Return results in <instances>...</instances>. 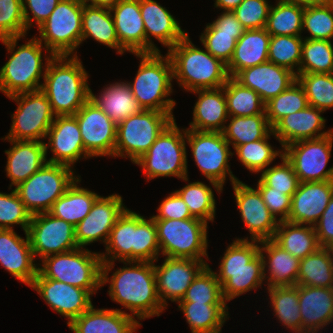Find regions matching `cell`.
<instances>
[{
  "label": "cell",
  "instance_id": "60",
  "mask_svg": "<svg viewBox=\"0 0 333 333\" xmlns=\"http://www.w3.org/2000/svg\"><path fill=\"white\" fill-rule=\"evenodd\" d=\"M257 189L270 213L276 219V216H280L278 218L279 222L287 221L291 209V197L284 194L283 191L266 186L260 179L258 180Z\"/></svg>",
  "mask_w": 333,
  "mask_h": 333
},
{
  "label": "cell",
  "instance_id": "10",
  "mask_svg": "<svg viewBox=\"0 0 333 333\" xmlns=\"http://www.w3.org/2000/svg\"><path fill=\"white\" fill-rule=\"evenodd\" d=\"M173 120L172 112L145 109L124 119L117 125L114 157H128L135 163Z\"/></svg>",
  "mask_w": 333,
  "mask_h": 333
},
{
  "label": "cell",
  "instance_id": "26",
  "mask_svg": "<svg viewBox=\"0 0 333 333\" xmlns=\"http://www.w3.org/2000/svg\"><path fill=\"white\" fill-rule=\"evenodd\" d=\"M233 78L242 86L255 91L265 103L297 81L295 73L270 61L245 68Z\"/></svg>",
  "mask_w": 333,
  "mask_h": 333
},
{
  "label": "cell",
  "instance_id": "3",
  "mask_svg": "<svg viewBox=\"0 0 333 333\" xmlns=\"http://www.w3.org/2000/svg\"><path fill=\"white\" fill-rule=\"evenodd\" d=\"M259 244V241L236 239L221 257L219 272L215 275L226 302L262 286L265 278Z\"/></svg>",
  "mask_w": 333,
  "mask_h": 333
},
{
  "label": "cell",
  "instance_id": "7",
  "mask_svg": "<svg viewBox=\"0 0 333 333\" xmlns=\"http://www.w3.org/2000/svg\"><path fill=\"white\" fill-rule=\"evenodd\" d=\"M38 272L47 279L88 290L92 295L101 286L102 259L99 253L78 247L44 257Z\"/></svg>",
  "mask_w": 333,
  "mask_h": 333
},
{
  "label": "cell",
  "instance_id": "54",
  "mask_svg": "<svg viewBox=\"0 0 333 333\" xmlns=\"http://www.w3.org/2000/svg\"><path fill=\"white\" fill-rule=\"evenodd\" d=\"M302 29L310 34L304 39L331 41L333 39V1L322 6L304 8Z\"/></svg>",
  "mask_w": 333,
  "mask_h": 333
},
{
  "label": "cell",
  "instance_id": "25",
  "mask_svg": "<svg viewBox=\"0 0 333 333\" xmlns=\"http://www.w3.org/2000/svg\"><path fill=\"white\" fill-rule=\"evenodd\" d=\"M140 10L146 32V53L160 52L152 42L151 35L167 47L168 51L187 35L181 29L179 21L157 1L140 0Z\"/></svg>",
  "mask_w": 333,
  "mask_h": 333
},
{
  "label": "cell",
  "instance_id": "36",
  "mask_svg": "<svg viewBox=\"0 0 333 333\" xmlns=\"http://www.w3.org/2000/svg\"><path fill=\"white\" fill-rule=\"evenodd\" d=\"M136 212L128 208L118 217L106 242L102 262L135 261ZM109 255V257H108Z\"/></svg>",
  "mask_w": 333,
  "mask_h": 333
},
{
  "label": "cell",
  "instance_id": "9",
  "mask_svg": "<svg viewBox=\"0 0 333 333\" xmlns=\"http://www.w3.org/2000/svg\"><path fill=\"white\" fill-rule=\"evenodd\" d=\"M162 256L202 260L208 259V223L199 218L154 219Z\"/></svg>",
  "mask_w": 333,
  "mask_h": 333
},
{
  "label": "cell",
  "instance_id": "30",
  "mask_svg": "<svg viewBox=\"0 0 333 333\" xmlns=\"http://www.w3.org/2000/svg\"><path fill=\"white\" fill-rule=\"evenodd\" d=\"M302 333H317L333 321V288L298 285Z\"/></svg>",
  "mask_w": 333,
  "mask_h": 333
},
{
  "label": "cell",
  "instance_id": "35",
  "mask_svg": "<svg viewBox=\"0 0 333 333\" xmlns=\"http://www.w3.org/2000/svg\"><path fill=\"white\" fill-rule=\"evenodd\" d=\"M100 93L99 96H95L90 90V100L109 116L116 125L143 110L126 81L107 85Z\"/></svg>",
  "mask_w": 333,
  "mask_h": 333
},
{
  "label": "cell",
  "instance_id": "57",
  "mask_svg": "<svg viewBox=\"0 0 333 333\" xmlns=\"http://www.w3.org/2000/svg\"><path fill=\"white\" fill-rule=\"evenodd\" d=\"M281 159L283 161L281 164L262 171L260 180L266 186L272 187L274 190L283 191L284 194L292 197L298 189L300 181L287 159L284 156Z\"/></svg>",
  "mask_w": 333,
  "mask_h": 333
},
{
  "label": "cell",
  "instance_id": "61",
  "mask_svg": "<svg viewBox=\"0 0 333 333\" xmlns=\"http://www.w3.org/2000/svg\"><path fill=\"white\" fill-rule=\"evenodd\" d=\"M59 1L60 0H22L26 30L28 31V29L33 27V22H36L39 28L48 19ZM28 9L33 14L32 17Z\"/></svg>",
  "mask_w": 333,
  "mask_h": 333
},
{
  "label": "cell",
  "instance_id": "49",
  "mask_svg": "<svg viewBox=\"0 0 333 333\" xmlns=\"http://www.w3.org/2000/svg\"><path fill=\"white\" fill-rule=\"evenodd\" d=\"M303 39L302 36H271L268 49V61L298 75L302 58ZM294 68H296L297 71H295Z\"/></svg>",
  "mask_w": 333,
  "mask_h": 333
},
{
  "label": "cell",
  "instance_id": "20",
  "mask_svg": "<svg viewBox=\"0 0 333 333\" xmlns=\"http://www.w3.org/2000/svg\"><path fill=\"white\" fill-rule=\"evenodd\" d=\"M207 265L202 260L168 257H165L162 265L154 264L157 294L162 305L166 308L167 299L172 302L180 301L193 280Z\"/></svg>",
  "mask_w": 333,
  "mask_h": 333
},
{
  "label": "cell",
  "instance_id": "16",
  "mask_svg": "<svg viewBox=\"0 0 333 333\" xmlns=\"http://www.w3.org/2000/svg\"><path fill=\"white\" fill-rule=\"evenodd\" d=\"M27 234L34 258L40 260L78 248L75 227L48 212L32 215Z\"/></svg>",
  "mask_w": 333,
  "mask_h": 333
},
{
  "label": "cell",
  "instance_id": "31",
  "mask_svg": "<svg viewBox=\"0 0 333 333\" xmlns=\"http://www.w3.org/2000/svg\"><path fill=\"white\" fill-rule=\"evenodd\" d=\"M68 327L74 333H134L141 323L120 309H95L92 305Z\"/></svg>",
  "mask_w": 333,
  "mask_h": 333
},
{
  "label": "cell",
  "instance_id": "11",
  "mask_svg": "<svg viewBox=\"0 0 333 333\" xmlns=\"http://www.w3.org/2000/svg\"><path fill=\"white\" fill-rule=\"evenodd\" d=\"M81 0H60L48 19L38 28V40L54 56L77 55L74 51L82 40ZM75 53V54H74Z\"/></svg>",
  "mask_w": 333,
  "mask_h": 333
},
{
  "label": "cell",
  "instance_id": "62",
  "mask_svg": "<svg viewBox=\"0 0 333 333\" xmlns=\"http://www.w3.org/2000/svg\"><path fill=\"white\" fill-rule=\"evenodd\" d=\"M157 211L159 214L153 215V219L183 220L194 218L189 212L188 206L176 191L172 192L161 202Z\"/></svg>",
  "mask_w": 333,
  "mask_h": 333
},
{
  "label": "cell",
  "instance_id": "58",
  "mask_svg": "<svg viewBox=\"0 0 333 333\" xmlns=\"http://www.w3.org/2000/svg\"><path fill=\"white\" fill-rule=\"evenodd\" d=\"M26 34L22 0H0V40Z\"/></svg>",
  "mask_w": 333,
  "mask_h": 333
},
{
  "label": "cell",
  "instance_id": "29",
  "mask_svg": "<svg viewBox=\"0 0 333 333\" xmlns=\"http://www.w3.org/2000/svg\"><path fill=\"white\" fill-rule=\"evenodd\" d=\"M110 11L120 45L132 54L146 53V32L140 0H120Z\"/></svg>",
  "mask_w": 333,
  "mask_h": 333
},
{
  "label": "cell",
  "instance_id": "19",
  "mask_svg": "<svg viewBox=\"0 0 333 333\" xmlns=\"http://www.w3.org/2000/svg\"><path fill=\"white\" fill-rule=\"evenodd\" d=\"M29 287L37 291L52 310L67 318V325L93 305L88 290L44 278L39 272Z\"/></svg>",
  "mask_w": 333,
  "mask_h": 333
},
{
  "label": "cell",
  "instance_id": "34",
  "mask_svg": "<svg viewBox=\"0 0 333 333\" xmlns=\"http://www.w3.org/2000/svg\"><path fill=\"white\" fill-rule=\"evenodd\" d=\"M271 35L262 29L245 30L237 40L230 62L226 65L229 77L239 71L268 61Z\"/></svg>",
  "mask_w": 333,
  "mask_h": 333
},
{
  "label": "cell",
  "instance_id": "51",
  "mask_svg": "<svg viewBox=\"0 0 333 333\" xmlns=\"http://www.w3.org/2000/svg\"><path fill=\"white\" fill-rule=\"evenodd\" d=\"M273 131L264 139L237 146L234 150L238 159L252 173H261L270 166L277 156H283V150H274L268 139Z\"/></svg>",
  "mask_w": 333,
  "mask_h": 333
},
{
  "label": "cell",
  "instance_id": "13",
  "mask_svg": "<svg viewBox=\"0 0 333 333\" xmlns=\"http://www.w3.org/2000/svg\"><path fill=\"white\" fill-rule=\"evenodd\" d=\"M186 142L189 144L197 167L220 194L230 176L231 184L238 181L229 166V158L233 153L230 144L222 132L197 131L186 129ZM228 174V175H227Z\"/></svg>",
  "mask_w": 333,
  "mask_h": 333
},
{
  "label": "cell",
  "instance_id": "17",
  "mask_svg": "<svg viewBox=\"0 0 333 333\" xmlns=\"http://www.w3.org/2000/svg\"><path fill=\"white\" fill-rule=\"evenodd\" d=\"M86 153L114 157L117 125L90 99L75 113Z\"/></svg>",
  "mask_w": 333,
  "mask_h": 333
},
{
  "label": "cell",
  "instance_id": "47",
  "mask_svg": "<svg viewBox=\"0 0 333 333\" xmlns=\"http://www.w3.org/2000/svg\"><path fill=\"white\" fill-rule=\"evenodd\" d=\"M297 81L305 91L309 106L323 112L333 108V73H299Z\"/></svg>",
  "mask_w": 333,
  "mask_h": 333
},
{
  "label": "cell",
  "instance_id": "46",
  "mask_svg": "<svg viewBox=\"0 0 333 333\" xmlns=\"http://www.w3.org/2000/svg\"><path fill=\"white\" fill-rule=\"evenodd\" d=\"M307 106L305 91L296 81L288 89L265 103V113L273 128L283 117L304 110Z\"/></svg>",
  "mask_w": 333,
  "mask_h": 333
},
{
  "label": "cell",
  "instance_id": "43",
  "mask_svg": "<svg viewBox=\"0 0 333 333\" xmlns=\"http://www.w3.org/2000/svg\"><path fill=\"white\" fill-rule=\"evenodd\" d=\"M304 8L286 0L270 6L265 29L271 36H301Z\"/></svg>",
  "mask_w": 333,
  "mask_h": 333
},
{
  "label": "cell",
  "instance_id": "14",
  "mask_svg": "<svg viewBox=\"0 0 333 333\" xmlns=\"http://www.w3.org/2000/svg\"><path fill=\"white\" fill-rule=\"evenodd\" d=\"M16 102L12 124L2 139L42 141L56 117L49 100L41 91L18 93L8 97Z\"/></svg>",
  "mask_w": 333,
  "mask_h": 333
},
{
  "label": "cell",
  "instance_id": "28",
  "mask_svg": "<svg viewBox=\"0 0 333 333\" xmlns=\"http://www.w3.org/2000/svg\"><path fill=\"white\" fill-rule=\"evenodd\" d=\"M12 147L5 150L7 164L6 176L11 179L10 188L27 180L47 163L45 142L10 140Z\"/></svg>",
  "mask_w": 333,
  "mask_h": 333
},
{
  "label": "cell",
  "instance_id": "55",
  "mask_svg": "<svg viewBox=\"0 0 333 333\" xmlns=\"http://www.w3.org/2000/svg\"><path fill=\"white\" fill-rule=\"evenodd\" d=\"M31 217L15 189L10 194L0 192V229H13L18 224L27 232Z\"/></svg>",
  "mask_w": 333,
  "mask_h": 333
},
{
  "label": "cell",
  "instance_id": "12",
  "mask_svg": "<svg viewBox=\"0 0 333 333\" xmlns=\"http://www.w3.org/2000/svg\"><path fill=\"white\" fill-rule=\"evenodd\" d=\"M79 176L71 167L46 163L14 189L31 215L48 212Z\"/></svg>",
  "mask_w": 333,
  "mask_h": 333
},
{
  "label": "cell",
  "instance_id": "33",
  "mask_svg": "<svg viewBox=\"0 0 333 333\" xmlns=\"http://www.w3.org/2000/svg\"><path fill=\"white\" fill-rule=\"evenodd\" d=\"M260 245L259 253L263 259L264 278L265 280L268 278L267 288L297 285L300 259L284 250L273 239L261 241ZM267 271L269 276L266 275Z\"/></svg>",
  "mask_w": 333,
  "mask_h": 333
},
{
  "label": "cell",
  "instance_id": "37",
  "mask_svg": "<svg viewBox=\"0 0 333 333\" xmlns=\"http://www.w3.org/2000/svg\"><path fill=\"white\" fill-rule=\"evenodd\" d=\"M82 40L93 38L95 41L117 50L122 55L126 50L120 45L110 9L83 3Z\"/></svg>",
  "mask_w": 333,
  "mask_h": 333
},
{
  "label": "cell",
  "instance_id": "64",
  "mask_svg": "<svg viewBox=\"0 0 333 333\" xmlns=\"http://www.w3.org/2000/svg\"><path fill=\"white\" fill-rule=\"evenodd\" d=\"M212 24L219 30V33L243 34L245 32V28L233 11H224Z\"/></svg>",
  "mask_w": 333,
  "mask_h": 333
},
{
  "label": "cell",
  "instance_id": "23",
  "mask_svg": "<svg viewBox=\"0 0 333 333\" xmlns=\"http://www.w3.org/2000/svg\"><path fill=\"white\" fill-rule=\"evenodd\" d=\"M26 239L21 238L14 229H0V264L13 277L30 286L38 273V265Z\"/></svg>",
  "mask_w": 333,
  "mask_h": 333
},
{
  "label": "cell",
  "instance_id": "18",
  "mask_svg": "<svg viewBox=\"0 0 333 333\" xmlns=\"http://www.w3.org/2000/svg\"><path fill=\"white\" fill-rule=\"evenodd\" d=\"M232 186L241 220L251 234V239L247 237L238 238V240L261 242L273 239L279 221L270 213L259 190L242 183L240 180L234 182Z\"/></svg>",
  "mask_w": 333,
  "mask_h": 333
},
{
  "label": "cell",
  "instance_id": "53",
  "mask_svg": "<svg viewBox=\"0 0 333 333\" xmlns=\"http://www.w3.org/2000/svg\"><path fill=\"white\" fill-rule=\"evenodd\" d=\"M160 255L154 219L136 213L135 261L155 262Z\"/></svg>",
  "mask_w": 333,
  "mask_h": 333
},
{
  "label": "cell",
  "instance_id": "59",
  "mask_svg": "<svg viewBox=\"0 0 333 333\" xmlns=\"http://www.w3.org/2000/svg\"><path fill=\"white\" fill-rule=\"evenodd\" d=\"M270 6L267 0H244L233 13L245 30L262 29L266 26Z\"/></svg>",
  "mask_w": 333,
  "mask_h": 333
},
{
  "label": "cell",
  "instance_id": "2",
  "mask_svg": "<svg viewBox=\"0 0 333 333\" xmlns=\"http://www.w3.org/2000/svg\"><path fill=\"white\" fill-rule=\"evenodd\" d=\"M45 71L41 91L55 116L75 115L90 99L91 90L87 81L89 75L78 56H53Z\"/></svg>",
  "mask_w": 333,
  "mask_h": 333
},
{
  "label": "cell",
  "instance_id": "44",
  "mask_svg": "<svg viewBox=\"0 0 333 333\" xmlns=\"http://www.w3.org/2000/svg\"><path fill=\"white\" fill-rule=\"evenodd\" d=\"M273 312L279 322L294 333H302V319L298 299V285L267 288Z\"/></svg>",
  "mask_w": 333,
  "mask_h": 333
},
{
  "label": "cell",
  "instance_id": "65",
  "mask_svg": "<svg viewBox=\"0 0 333 333\" xmlns=\"http://www.w3.org/2000/svg\"><path fill=\"white\" fill-rule=\"evenodd\" d=\"M244 0H215L214 7L224 9L223 11H233Z\"/></svg>",
  "mask_w": 333,
  "mask_h": 333
},
{
  "label": "cell",
  "instance_id": "15",
  "mask_svg": "<svg viewBox=\"0 0 333 333\" xmlns=\"http://www.w3.org/2000/svg\"><path fill=\"white\" fill-rule=\"evenodd\" d=\"M333 131L323 137L307 139L282 148L300 182L333 180V166L326 169L331 156ZM326 169V170H325Z\"/></svg>",
  "mask_w": 333,
  "mask_h": 333
},
{
  "label": "cell",
  "instance_id": "32",
  "mask_svg": "<svg viewBox=\"0 0 333 333\" xmlns=\"http://www.w3.org/2000/svg\"><path fill=\"white\" fill-rule=\"evenodd\" d=\"M192 92L198 94V100L193 109V121L186 129L223 132L229 118L224 87Z\"/></svg>",
  "mask_w": 333,
  "mask_h": 333
},
{
  "label": "cell",
  "instance_id": "41",
  "mask_svg": "<svg viewBox=\"0 0 333 333\" xmlns=\"http://www.w3.org/2000/svg\"><path fill=\"white\" fill-rule=\"evenodd\" d=\"M297 285L333 288V248L320 247L300 259Z\"/></svg>",
  "mask_w": 333,
  "mask_h": 333
},
{
  "label": "cell",
  "instance_id": "1",
  "mask_svg": "<svg viewBox=\"0 0 333 333\" xmlns=\"http://www.w3.org/2000/svg\"><path fill=\"white\" fill-rule=\"evenodd\" d=\"M125 267L116 269L109 279L114 262H102L101 286L109 283L112 301L130 310L139 320L159 316L166 308L157 294L156 275L153 262L122 261ZM128 264L130 265L129 267ZM134 264V265H133Z\"/></svg>",
  "mask_w": 333,
  "mask_h": 333
},
{
  "label": "cell",
  "instance_id": "45",
  "mask_svg": "<svg viewBox=\"0 0 333 333\" xmlns=\"http://www.w3.org/2000/svg\"><path fill=\"white\" fill-rule=\"evenodd\" d=\"M229 116H253L265 113V102L252 89L242 86L233 77L223 85Z\"/></svg>",
  "mask_w": 333,
  "mask_h": 333
},
{
  "label": "cell",
  "instance_id": "66",
  "mask_svg": "<svg viewBox=\"0 0 333 333\" xmlns=\"http://www.w3.org/2000/svg\"><path fill=\"white\" fill-rule=\"evenodd\" d=\"M292 3H296L303 8L322 6L330 3L332 0H286Z\"/></svg>",
  "mask_w": 333,
  "mask_h": 333
},
{
  "label": "cell",
  "instance_id": "40",
  "mask_svg": "<svg viewBox=\"0 0 333 333\" xmlns=\"http://www.w3.org/2000/svg\"><path fill=\"white\" fill-rule=\"evenodd\" d=\"M182 310L191 333H221L228 319L226 303L177 302Z\"/></svg>",
  "mask_w": 333,
  "mask_h": 333
},
{
  "label": "cell",
  "instance_id": "67",
  "mask_svg": "<svg viewBox=\"0 0 333 333\" xmlns=\"http://www.w3.org/2000/svg\"><path fill=\"white\" fill-rule=\"evenodd\" d=\"M83 3L101 8L111 9L120 0H81ZM88 2V3H87ZM90 2V3H89Z\"/></svg>",
  "mask_w": 333,
  "mask_h": 333
},
{
  "label": "cell",
  "instance_id": "6",
  "mask_svg": "<svg viewBox=\"0 0 333 333\" xmlns=\"http://www.w3.org/2000/svg\"><path fill=\"white\" fill-rule=\"evenodd\" d=\"M134 55L141 61L134 82L127 83L139 105L145 110L172 112L176 102L168 99L173 91L170 56H163L161 52Z\"/></svg>",
  "mask_w": 333,
  "mask_h": 333
},
{
  "label": "cell",
  "instance_id": "38",
  "mask_svg": "<svg viewBox=\"0 0 333 333\" xmlns=\"http://www.w3.org/2000/svg\"><path fill=\"white\" fill-rule=\"evenodd\" d=\"M80 181V177L77 178L48 211L52 216L62 219L74 227L89 214L92 205L100 196L87 188L79 187Z\"/></svg>",
  "mask_w": 333,
  "mask_h": 333
},
{
  "label": "cell",
  "instance_id": "8",
  "mask_svg": "<svg viewBox=\"0 0 333 333\" xmlns=\"http://www.w3.org/2000/svg\"><path fill=\"white\" fill-rule=\"evenodd\" d=\"M186 129L181 130L175 119L156 138L154 144L134 164L142 167L147 180L175 176L188 181Z\"/></svg>",
  "mask_w": 333,
  "mask_h": 333
},
{
  "label": "cell",
  "instance_id": "50",
  "mask_svg": "<svg viewBox=\"0 0 333 333\" xmlns=\"http://www.w3.org/2000/svg\"><path fill=\"white\" fill-rule=\"evenodd\" d=\"M299 73H333L332 42L304 39Z\"/></svg>",
  "mask_w": 333,
  "mask_h": 333
},
{
  "label": "cell",
  "instance_id": "21",
  "mask_svg": "<svg viewBox=\"0 0 333 333\" xmlns=\"http://www.w3.org/2000/svg\"><path fill=\"white\" fill-rule=\"evenodd\" d=\"M125 209L120 195L99 196L89 214L75 226L78 247L84 248L98 240L106 245L110 231Z\"/></svg>",
  "mask_w": 333,
  "mask_h": 333
},
{
  "label": "cell",
  "instance_id": "63",
  "mask_svg": "<svg viewBox=\"0 0 333 333\" xmlns=\"http://www.w3.org/2000/svg\"><path fill=\"white\" fill-rule=\"evenodd\" d=\"M314 228L319 245L333 248V196Z\"/></svg>",
  "mask_w": 333,
  "mask_h": 333
},
{
  "label": "cell",
  "instance_id": "42",
  "mask_svg": "<svg viewBox=\"0 0 333 333\" xmlns=\"http://www.w3.org/2000/svg\"><path fill=\"white\" fill-rule=\"evenodd\" d=\"M228 119L230 123L222 133L234 149L242 144L264 139L273 131L266 114L229 116Z\"/></svg>",
  "mask_w": 333,
  "mask_h": 333
},
{
  "label": "cell",
  "instance_id": "56",
  "mask_svg": "<svg viewBox=\"0 0 333 333\" xmlns=\"http://www.w3.org/2000/svg\"><path fill=\"white\" fill-rule=\"evenodd\" d=\"M242 35L219 33V30L209 23L201 33L200 41L211 55L227 65L232 58L236 42Z\"/></svg>",
  "mask_w": 333,
  "mask_h": 333
},
{
  "label": "cell",
  "instance_id": "52",
  "mask_svg": "<svg viewBox=\"0 0 333 333\" xmlns=\"http://www.w3.org/2000/svg\"><path fill=\"white\" fill-rule=\"evenodd\" d=\"M178 302L226 303L215 272L207 265L193 280L185 296Z\"/></svg>",
  "mask_w": 333,
  "mask_h": 333
},
{
  "label": "cell",
  "instance_id": "48",
  "mask_svg": "<svg viewBox=\"0 0 333 333\" xmlns=\"http://www.w3.org/2000/svg\"><path fill=\"white\" fill-rule=\"evenodd\" d=\"M183 201L188 206L193 217L203 221H214L216 212V202L212 188L203 182H192L182 189L176 190Z\"/></svg>",
  "mask_w": 333,
  "mask_h": 333
},
{
  "label": "cell",
  "instance_id": "27",
  "mask_svg": "<svg viewBox=\"0 0 333 333\" xmlns=\"http://www.w3.org/2000/svg\"><path fill=\"white\" fill-rule=\"evenodd\" d=\"M323 111L312 106L283 117L274 127V137L285 146L307 139H316L330 134L333 128L320 132L325 127Z\"/></svg>",
  "mask_w": 333,
  "mask_h": 333
},
{
  "label": "cell",
  "instance_id": "22",
  "mask_svg": "<svg viewBox=\"0 0 333 333\" xmlns=\"http://www.w3.org/2000/svg\"><path fill=\"white\" fill-rule=\"evenodd\" d=\"M45 143L46 158L50 147L53 156L48 163L61 164L72 167L80 158L90 157L83 146L80 128L74 115L56 116L51 124Z\"/></svg>",
  "mask_w": 333,
  "mask_h": 333
},
{
  "label": "cell",
  "instance_id": "39",
  "mask_svg": "<svg viewBox=\"0 0 333 333\" xmlns=\"http://www.w3.org/2000/svg\"><path fill=\"white\" fill-rule=\"evenodd\" d=\"M273 240L299 259L309 256L321 247L314 226L288 221L278 223Z\"/></svg>",
  "mask_w": 333,
  "mask_h": 333
},
{
  "label": "cell",
  "instance_id": "4",
  "mask_svg": "<svg viewBox=\"0 0 333 333\" xmlns=\"http://www.w3.org/2000/svg\"><path fill=\"white\" fill-rule=\"evenodd\" d=\"M167 54L173 65V79L186 91L219 88L229 78L226 64L206 49L197 48L188 34Z\"/></svg>",
  "mask_w": 333,
  "mask_h": 333
},
{
  "label": "cell",
  "instance_id": "5",
  "mask_svg": "<svg viewBox=\"0 0 333 333\" xmlns=\"http://www.w3.org/2000/svg\"><path fill=\"white\" fill-rule=\"evenodd\" d=\"M25 36H15L0 40L11 53L9 60L0 69V91L7 97L24 92H34L41 90L47 64L54 56H46L43 67L42 48L45 47L37 37H32L28 42L18 46L17 41ZM16 50V51H15Z\"/></svg>",
  "mask_w": 333,
  "mask_h": 333
},
{
  "label": "cell",
  "instance_id": "24",
  "mask_svg": "<svg viewBox=\"0 0 333 333\" xmlns=\"http://www.w3.org/2000/svg\"><path fill=\"white\" fill-rule=\"evenodd\" d=\"M333 196V180L300 182L291 197L288 222L314 226Z\"/></svg>",
  "mask_w": 333,
  "mask_h": 333
}]
</instances>
